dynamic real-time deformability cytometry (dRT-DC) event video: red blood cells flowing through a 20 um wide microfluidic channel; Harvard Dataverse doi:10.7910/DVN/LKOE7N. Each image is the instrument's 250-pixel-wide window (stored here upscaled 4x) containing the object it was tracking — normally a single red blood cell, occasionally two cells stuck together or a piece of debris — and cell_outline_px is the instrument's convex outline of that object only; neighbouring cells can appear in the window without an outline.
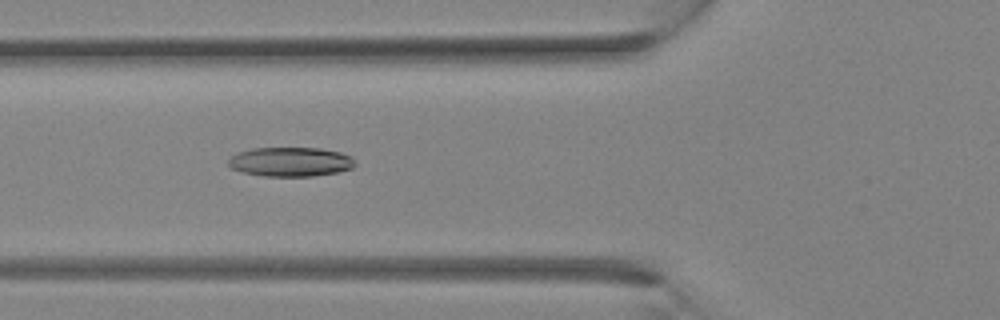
{"species": "Egyptian fruit bat (a non-hibernating species)", "species_latin": "Rousettus aegyptiacus", "temperature_condition": "room temperature", "stored_images_in_passage": 3, "camera_frame_rate_fps": 3000, "um_per_image_px": 0.085, "animal": {"sex": "female"}, "frame": {"image": 1, "passage_image": 3, "time_ms": 0.667, "image_size_px": [1000, 320], "cell_outline_px": [[356, 164], [352, 168], [336, 172], [312, 176], [264, 176], [240, 172], [232, 168], [228, 164], [228, 160], [236, 152], [252, 148], [320, 148], [340, 152], [352, 156]], "centroid_in_image_um": [24.68, 13.75], "position_along_channel_um": 101.1, "area_um2": 21.73}}